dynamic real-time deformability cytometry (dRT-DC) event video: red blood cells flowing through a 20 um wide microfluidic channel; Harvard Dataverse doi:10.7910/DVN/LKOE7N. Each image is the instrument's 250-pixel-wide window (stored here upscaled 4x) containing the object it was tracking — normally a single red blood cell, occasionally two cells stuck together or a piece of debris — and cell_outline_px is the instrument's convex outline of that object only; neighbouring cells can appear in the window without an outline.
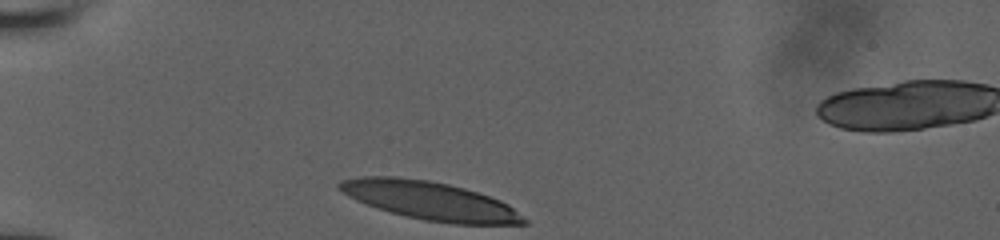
{"species": "human", "species_latin": "Homo sapiens", "temperature_condition": "room temperature", "stored_images_in_passage": 31, "camera_frame_rate_fps": 3000, "um_per_image_px": 0.085, "donor": {"sex": "male"}, "frame": {"image": 1, "passage_image": 1, "time_ms": 0.0, "image_size_px": [1000, 240], "cell_outline_px": [[528, 224], [456, 224], [424, 220], [376, 208], [356, 200], [348, 196], [336, 188], [336, 184], [340, 180], [364, 176], [392, 176], [428, 180], [448, 184], [464, 188], [500, 200], [508, 204], [528, 220]], "centroid_in_image_um": [36.53, 17.05], "position_along_channel_um": 48.5, "area_um2": 41.04}}
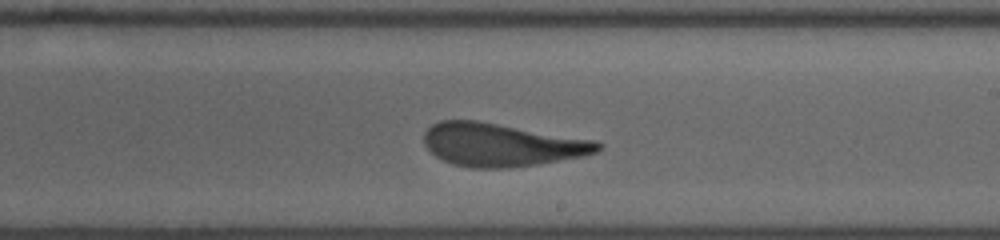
{"frame": {"image": 2, "passage_image": 19, "time_ms": 6.0, "image_size_px": [1000, 240], "cell_outline_px": [[604, 144], [596, 152], [584, 156], [536, 164], [508, 168], [472, 168], [452, 164], [436, 156], [424, 144], [424, 132], [432, 124], [440, 120], [476, 120], [596, 140]], "centroid_in_image_um": [42.62, 12.3], "position_along_channel_um": 246.4, "area_um2": 43.58}}
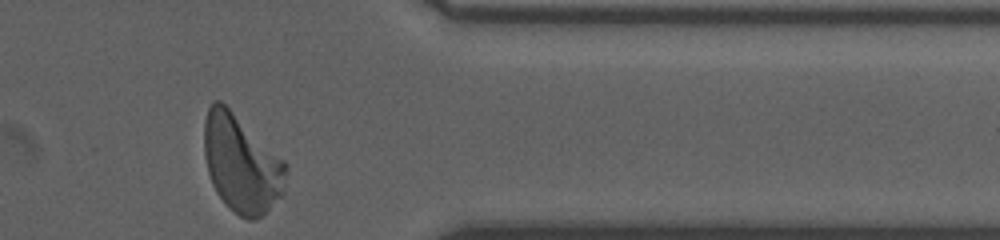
{"frame": {"image": 3, "passage_image": 31, "time_ms": 10.0, "image_size_px": [1000, 240], "cell_outline_px": [[288, 172], [284, 196], [256, 220], [248, 220], [240, 216], [228, 208], [224, 204], [216, 192], [212, 184], [208, 172], [204, 152], [204, 120], [208, 108], [212, 100], [220, 100], [284, 160], [288, 164]], "centroid_in_image_um": [20.54, 13.96], "position_along_channel_um": 390.9, "area_um2": 46.88}, "authors_computed_cell_mechanics": {"area_um2": 44.0436, "velocity_mm_per_s": 3.8824, "shape_relaxation_time_tau1_ms": 4.3884, "shape_relaxation_time_tau2_ms": 1.2689, "deformation_change_tau1": 0.2021, "deformation_change_tau2": 0.1028}}